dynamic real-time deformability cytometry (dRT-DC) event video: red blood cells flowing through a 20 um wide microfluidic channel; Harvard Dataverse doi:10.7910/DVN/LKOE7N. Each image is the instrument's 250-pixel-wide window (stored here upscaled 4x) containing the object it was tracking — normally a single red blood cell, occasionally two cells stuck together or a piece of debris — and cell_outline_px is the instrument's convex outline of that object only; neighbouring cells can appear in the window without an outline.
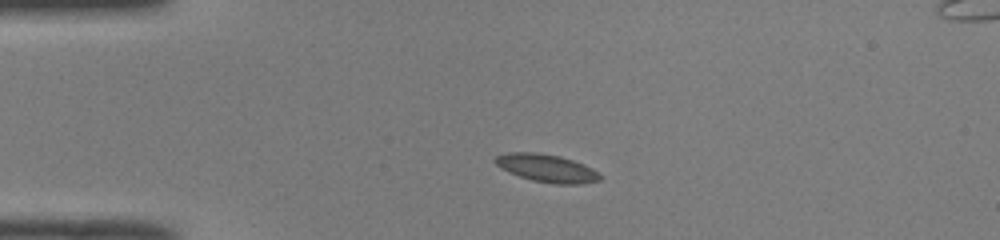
{"species": "common noctule bat (a hibernating species)", "species_latin": "Nyctalus noctula", "temperature_condition": "room temperature", "stored_images_in_passage": 40, "camera_frame_rate_fps": 3000, "um_per_image_px": 0.085, "animal": {"sex": "male", "body_mass_g": 19.0, "forearm_length_mm": 50.8}, "frame": {"image": 1, "passage_image": 1, "time_ms": 0.0, "image_size_px": [1000, 240], "cell_outline_px": [[604, 176], [600, 180], [580, 184], [556, 184], [532, 180], [520, 176], [496, 164], [492, 160], [496, 156], [508, 152], [536, 152], [560, 156], [584, 164], [592, 168]], "centroid_in_image_um": [46.52, 14.29], "position_along_channel_um": 38.5, "area_um2": 16.88}}
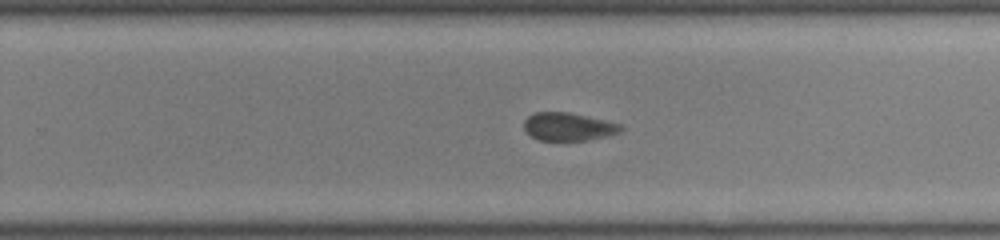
{"frame": {"image": 2, "passage_image": 22, "time_ms": 7.0, "image_size_px": [1000, 240], "cell_outline_px": [[624, 128], [620, 132], [608, 136], [588, 140], [540, 140], [532, 136], [524, 128], [524, 120], [528, 116], [536, 112], [568, 112], [604, 120], [620, 124]], "centroid_in_image_um": [48.32, 10.77], "position_along_channel_um": 281.5, "area_um2": 15.66}}
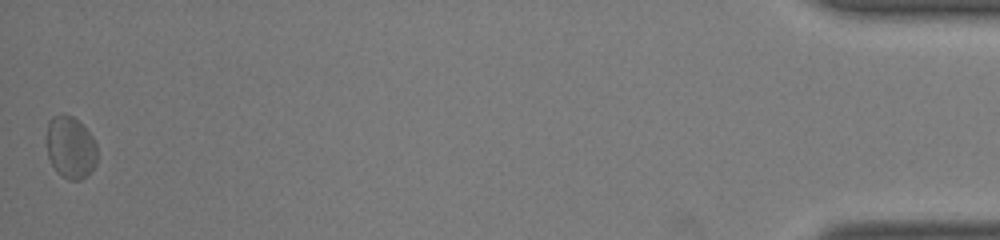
{"frame": {"image": 3, "passage_image": 40, "time_ms": 13.0, "image_size_px": [1000, 240], "cell_outline_px": [[96, 164], [92, 172], [88, 176], [80, 180], [68, 180], [60, 176], [56, 172], [48, 156], [44, 136], [48, 120], [52, 116], [72, 116], [92, 136], [96, 144]], "centroid_in_image_um": [5.96, 12.58], "position_along_channel_um": 429.2, "area_um2": 18.67}, "authors_computed_cell_mechanics": {"area_um2": 16.8776, "velocity_mm_per_s": 3.9813, "shape_relaxation_time_tau1_ms": null, "shape_relaxation_time_tau2_ms": 2.1257, "deformation_change_tau1": null, "deformation_change_tau2": 0.078}}